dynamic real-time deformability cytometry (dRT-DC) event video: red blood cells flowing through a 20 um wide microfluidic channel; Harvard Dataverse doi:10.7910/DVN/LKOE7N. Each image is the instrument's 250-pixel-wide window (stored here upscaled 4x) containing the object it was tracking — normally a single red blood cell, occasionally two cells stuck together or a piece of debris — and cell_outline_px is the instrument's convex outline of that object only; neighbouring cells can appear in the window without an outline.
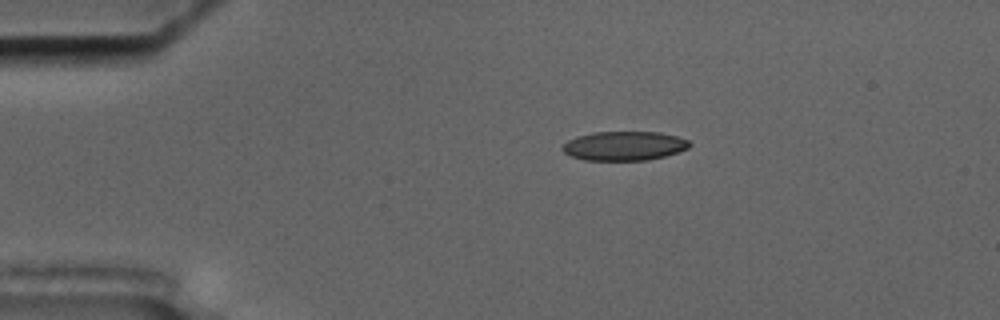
{"species": "common noctule bat (a hibernating species)", "species_latin": "Nyctalus noctula", "temperature_condition": "cold", "stored_images_in_passage": 6, "camera_frame_rate_fps": 3000, "um_per_image_px": 0.085, "animal": {"sex": "male", "body_mass_g": 17.5, "forearm_length_mm": 52.3}, "frame": {"image": 1, "passage_image": 4, "time_ms": 3.333, "image_size_px": [1000, 320], "cell_outline_px": [[692, 144], [688, 148], [664, 156], [648, 160], [584, 160], [572, 156], [564, 152], [560, 148], [568, 140], [576, 136], [592, 132], [660, 132], [676, 136], [688, 140]], "centroid_in_image_um": [53.04, 12.39], "position_along_channel_um": 32.0, "area_um2": 21.56}}
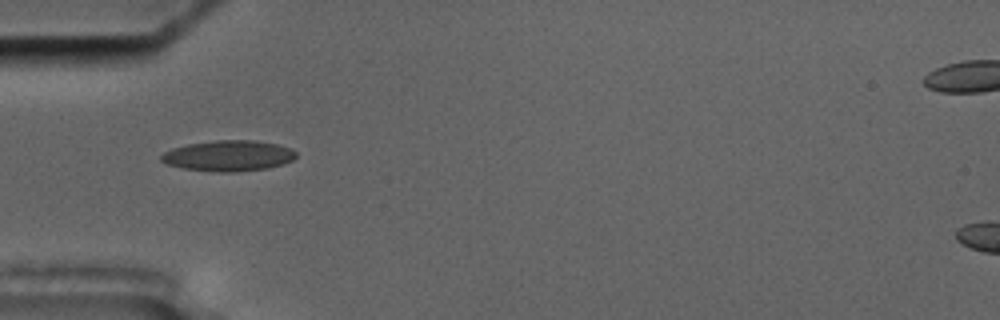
{"frame": {"image": 2, "passage_image": 6, "time_ms": 5.667, "image_size_px": [1000, 320], "cell_outline_px": [[296, 156], [292, 160], [284, 164], [268, 168], [232, 172], [212, 172], [184, 168], [168, 164], [160, 160], [160, 156], [164, 152], [172, 148], [188, 144], [216, 140], [256, 140], [276, 144], [288, 148], [296, 152]], "centroid_in_image_um": [19.41, 13.24], "position_along_channel_um": 65.6, "area_um2": 24.1}}